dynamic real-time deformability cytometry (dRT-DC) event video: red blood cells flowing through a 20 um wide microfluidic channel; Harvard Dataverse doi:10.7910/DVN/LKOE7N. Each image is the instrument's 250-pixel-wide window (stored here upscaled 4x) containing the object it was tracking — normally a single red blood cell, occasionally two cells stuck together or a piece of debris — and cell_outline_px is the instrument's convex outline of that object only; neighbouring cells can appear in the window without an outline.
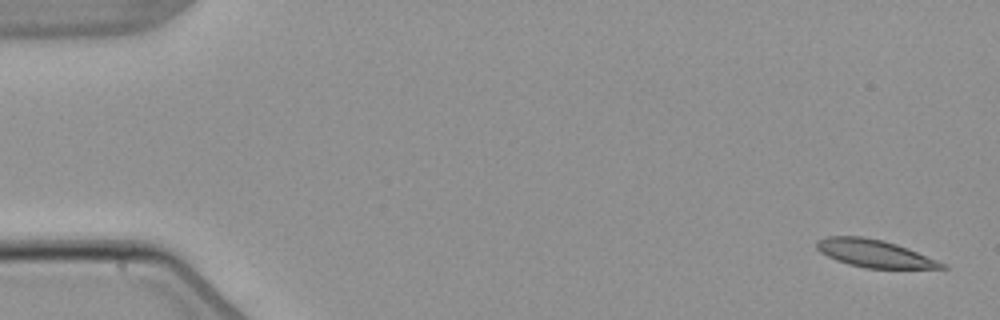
{"species": "common noctule bat (a hibernating species)", "species_latin": "Nyctalus noctula", "temperature_condition": "warm", "stored_images_in_passage": 8, "camera_frame_rate_fps": 3000, "um_per_image_px": 0.085, "animal": {"sex": "male", "body_mass_g": 21.5, "forearm_length_mm": 52.0}, "frame": {"image": 1, "passage_image": 1, "time_ms": 0.0, "image_size_px": [1000, 320], "cell_outline_px": [[948, 268], [864, 268], [848, 264], [836, 260], [820, 252], [816, 248], [816, 240], [824, 236], [860, 236], [884, 240], [908, 248], [948, 264]], "centroid_in_image_um": [74.31, 21.53], "position_along_channel_um": 10.7, "area_um2": 20.23}}
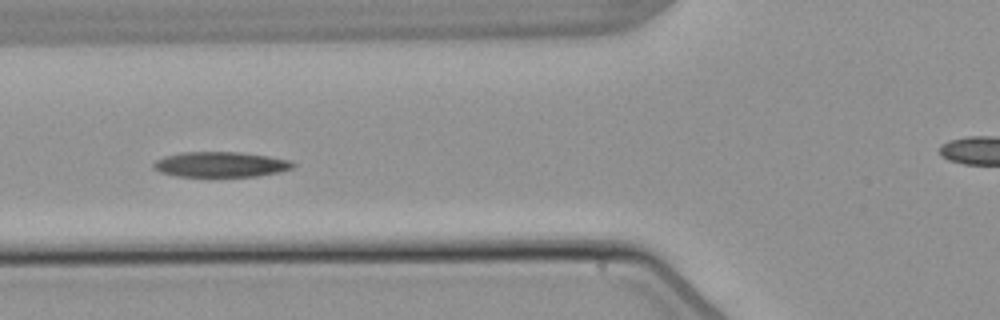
{"frame": {"image": 2, "passage_image": 6, "time_ms": 6.333, "image_size_px": [1000, 320], "cell_outline_px": [[296, 164], [292, 168], [280, 172], [256, 176], [176, 176], [160, 172], [152, 168], [152, 164], [156, 160], [164, 156], [180, 152], [236, 152], [268, 156], [292, 160]], "centroid_in_image_um": [18.74, 13.97], "position_along_channel_um": 107.1, "area_um2": 20.58}}